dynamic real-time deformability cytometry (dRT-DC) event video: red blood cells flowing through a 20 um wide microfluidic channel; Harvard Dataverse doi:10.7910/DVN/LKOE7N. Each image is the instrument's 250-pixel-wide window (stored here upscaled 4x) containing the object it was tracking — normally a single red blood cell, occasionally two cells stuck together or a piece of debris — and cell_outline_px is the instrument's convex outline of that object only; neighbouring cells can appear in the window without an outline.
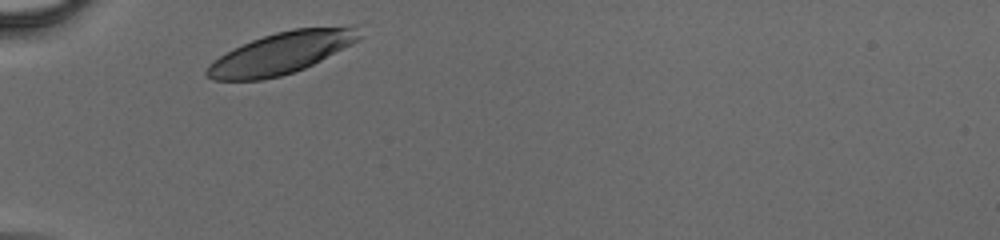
{"species": "human", "species_latin": "Homo sapiens", "temperature_condition": "cold", "stored_images_in_passage": 25, "camera_frame_rate_fps": 3000, "um_per_image_px": 0.085, "donor": {"sex": "male"}, "frame": {"image": 1, "passage_image": 1, "time_ms": 0.0, "image_size_px": [1000, 240], "cell_outline_px": [[364, 36], [360, 40], [304, 68], [280, 76], [264, 80], [212, 80], [204, 72], [208, 64], [220, 56], [252, 40], [276, 32], [292, 28], [352, 28]], "centroid_in_image_um": [23.85, 4.54], "position_along_channel_um": 61.2, "area_um2": 36.01}}
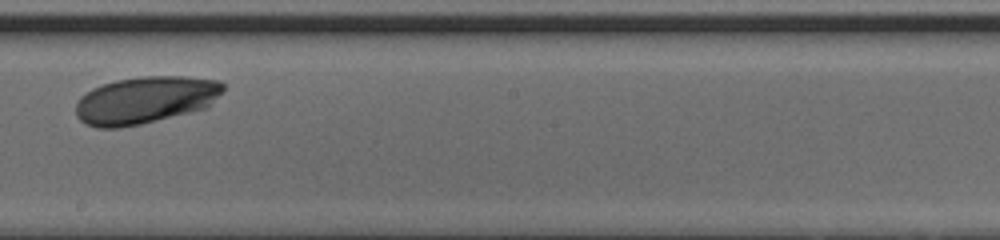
{"frame": {"image": 2, "passage_image": 14, "time_ms": 4.333, "image_size_px": [1000, 240], "cell_outline_px": [[224, 88], [208, 108], [140, 124], [120, 128], [96, 128], [84, 124], [76, 116], [76, 104], [80, 96], [92, 88], [116, 80], [144, 76], [184, 76], [220, 80], [224, 84]], "centroid_in_image_um": [12.34, 8.5], "position_along_channel_um": 235.9, "area_um2": 40.75}}
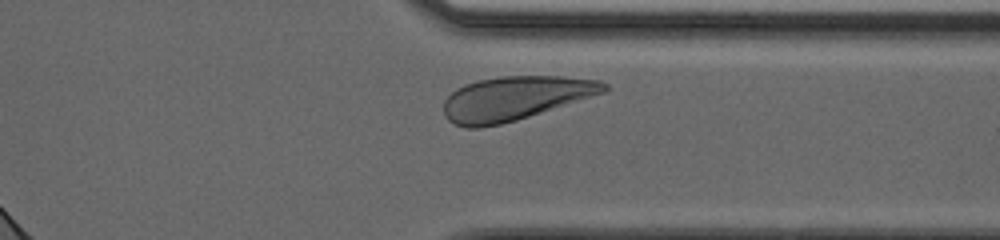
{"frame": {"image": 3, "passage_image": 23, "time_ms": 7.333, "image_size_px": [1000, 240], "cell_outline_px": [[608, 88], [604, 92], [516, 120], [500, 124], [480, 128], [464, 128], [452, 124], [444, 116], [444, 100], [456, 88], [464, 84], [480, 80], [500, 76], [564, 76], [600, 80], [608, 84]], "centroid_in_image_um": [43.72, 8.35], "position_along_channel_um": 367.7, "area_um2": 40.92}}